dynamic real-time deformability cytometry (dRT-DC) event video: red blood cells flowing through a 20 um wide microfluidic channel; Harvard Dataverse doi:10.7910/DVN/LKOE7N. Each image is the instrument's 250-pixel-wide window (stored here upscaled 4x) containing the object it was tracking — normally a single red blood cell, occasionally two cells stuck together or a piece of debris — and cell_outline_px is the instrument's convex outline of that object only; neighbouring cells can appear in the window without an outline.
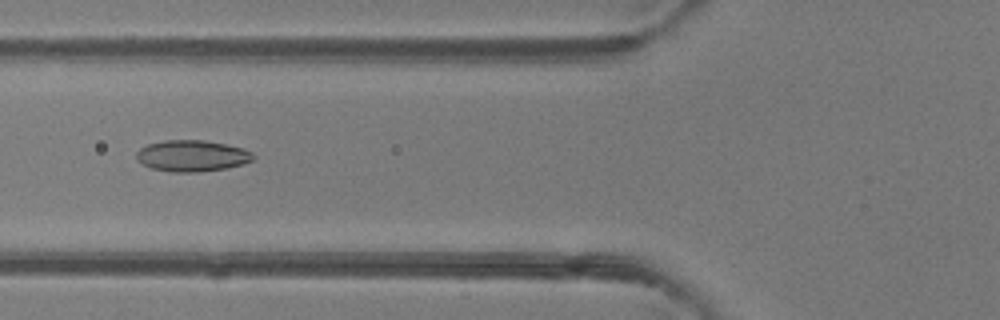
{"species": "common noctule bat (a hibernating species)", "species_latin": "Nyctalus noctula", "temperature_condition": "room temperature", "stored_images_in_passage": 50, "camera_frame_rate_fps": 3000, "um_per_image_px": 0.085, "animal": {"sex": "female"}, "frame": {"image": 1, "passage_image": 20, "time_ms": 6.333, "image_size_px": [1000, 320], "cell_outline_px": [[256, 156], [252, 160], [244, 164], [228, 168], [196, 172], [172, 172], [152, 168], [136, 160], [136, 152], [140, 148], [148, 144], [164, 140], [204, 140], [244, 148], [252, 152]], "centroid_in_image_um": [16.34, 13.24], "position_along_channel_um": 109.5, "area_um2": 21.39}}
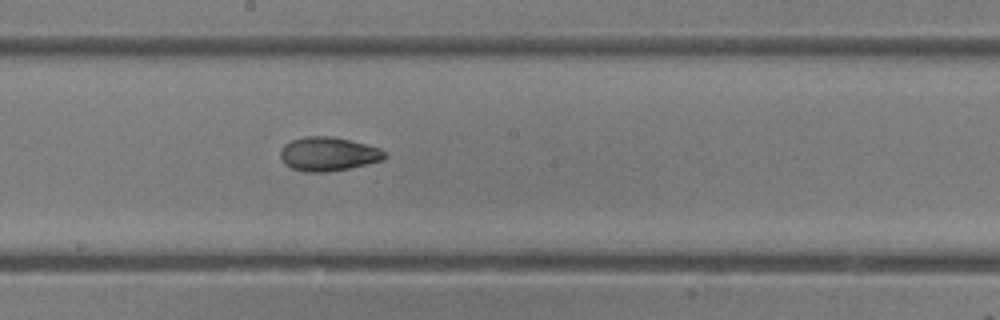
{"frame": {"image": 2, "passage_image": 28, "time_ms": 9.0, "image_size_px": [1000, 320], "cell_outline_px": [[388, 156], [384, 160], [368, 164], [348, 168], [324, 172], [304, 172], [292, 168], [284, 164], [280, 156], [280, 152], [284, 144], [292, 140], [304, 136], [328, 136], [348, 140], [380, 148], [388, 152]], "centroid_in_image_um": [27.91, 13.09], "position_along_channel_um": 220.3, "area_um2": 20.63}}
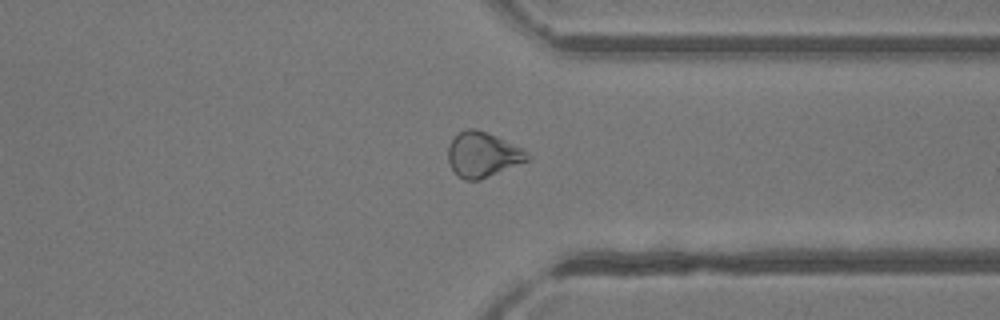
{"frame": {"image": 3, "passage_image": 39, "time_ms": 12.667, "image_size_px": [1000, 320], "cell_outline_px": [[532, 156], [528, 160], [480, 180], [464, 180], [448, 164], [448, 148], [452, 140], [460, 132], [468, 128], [476, 128], [496, 136], [524, 148]], "centroid_in_image_um": [41.05, 13.13], "position_along_channel_um": 370.3, "area_um2": 20.69}, "authors_computed_cell_mechanics": {"area_um2": 21.4149, "velocity_mm_per_s": 4.1509, "shape_relaxation_time_tau1_ms": null, "shape_relaxation_time_tau2_ms": 2.1708, "deformation_change_tau1": null, "deformation_change_tau2": 0.0593}}